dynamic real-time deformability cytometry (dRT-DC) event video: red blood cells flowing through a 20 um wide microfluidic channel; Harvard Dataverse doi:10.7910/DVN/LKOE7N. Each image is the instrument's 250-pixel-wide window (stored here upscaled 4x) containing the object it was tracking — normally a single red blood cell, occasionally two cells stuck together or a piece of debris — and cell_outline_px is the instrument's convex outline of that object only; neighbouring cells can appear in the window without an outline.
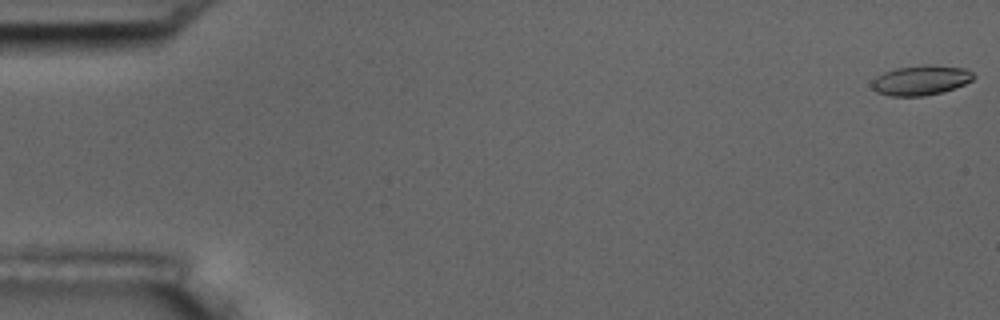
{"species": "common noctule bat (a hibernating species)", "species_latin": "Nyctalus noctula", "temperature_condition": "room temperature", "stored_images_in_passage": 13, "camera_frame_rate_fps": 3000, "um_per_image_px": 0.085, "animal": {"sex": "male", "body_mass_g": 17.5, "forearm_length_mm": 52.3}, "frame": {"image": 1, "passage_image": 1, "time_ms": 0.0, "image_size_px": [1000, 320], "cell_outline_px": [[976, 76], [972, 80], [964, 84], [940, 92], [924, 96], [892, 96], [876, 92], [872, 88], [872, 80], [884, 72], [896, 68], [924, 64], [964, 68], [972, 72]], "centroid_in_image_um": [78.26, 6.81], "position_along_channel_um": 6.7, "area_um2": 17.51}}
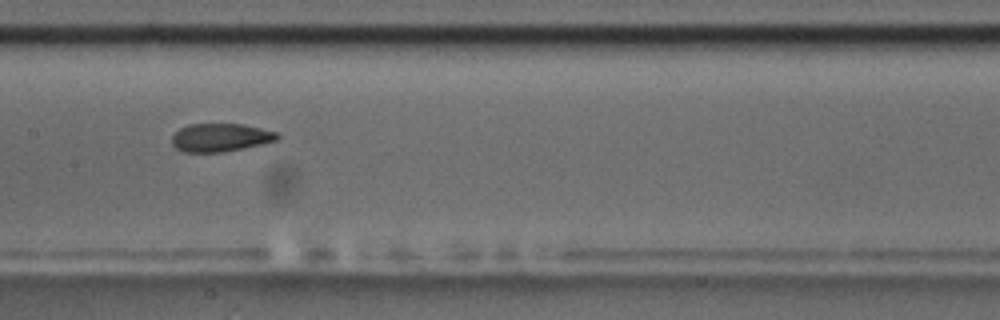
{"frame": {"image": 2, "passage_image": 9, "time_ms": 9.333, "image_size_px": [1000, 320], "cell_outline_px": [[280, 136], [276, 140], [264, 144], [244, 148], [220, 152], [184, 152], [176, 148], [172, 144], [172, 136], [180, 128], [188, 124], [244, 124], [276, 132]], "centroid_in_image_um": [18.73, 11.69], "position_along_channel_um": 188.7, "area_um2": 17.28}}
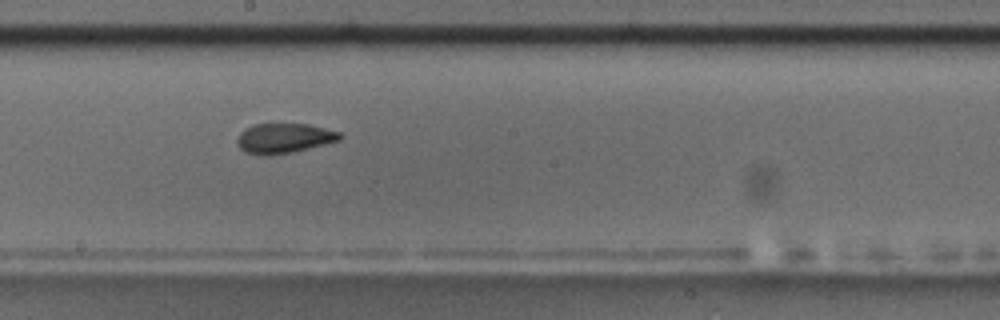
{"frame": {"image": 3, "passage_image": 10, "time_ms": 10.333, "image_size_px": [1000, 320], "cell_outline_px": [[344, 136], [340, 140], [292, 152], [272, 156], [264, 156], [244, 152], [236, 144], [236, 140], [240, 132], [244, 128], [252, 124], [308, 124], [340, 132]], "centroid_in_image_um": [24.1, 11.76], "position_along_channel_um": 224.1, "area_um2": 18.09}}